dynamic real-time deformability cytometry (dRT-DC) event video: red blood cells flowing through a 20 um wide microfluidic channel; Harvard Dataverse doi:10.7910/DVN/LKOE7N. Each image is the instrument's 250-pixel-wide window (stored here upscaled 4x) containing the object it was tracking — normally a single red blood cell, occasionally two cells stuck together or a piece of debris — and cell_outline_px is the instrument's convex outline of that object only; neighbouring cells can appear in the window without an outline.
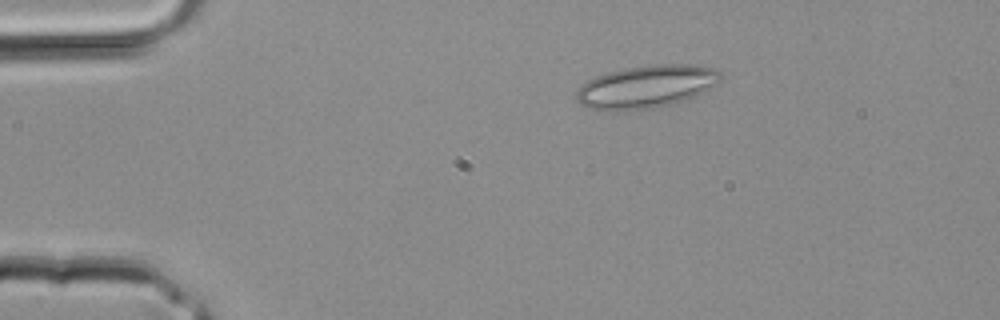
{"species": "common noctule bat (a hibernating species)", "species_latin": "Nyctalus noctula", "temperature_condition": "room temperature", "stored_images_in_passage": 2, "camera_frame_rate_fps": 3000, "um_per_image_px": 0.085, "animal": {"sex": "male", "body_mass_g": 20.4}, "frame": {"image": 1, "passage_image": 1, "time_ms": 0.0, "image_size_px": [1000, 320], "cell_outline_px": [[724, 76], [716, 84], [676, 104], [652, 108], [624, 112], [604, 112], [588, 108], [580, 104], [576, 100], [576, 92], [588, 80], [596, 76], [608, 72], [624, 68], [660, 64], [688, 64], [716, 68]], "centroid_in_image_um": [54.9, 7.39], "position_along_channel_um": 30.1, "area_um2": 36.3}}
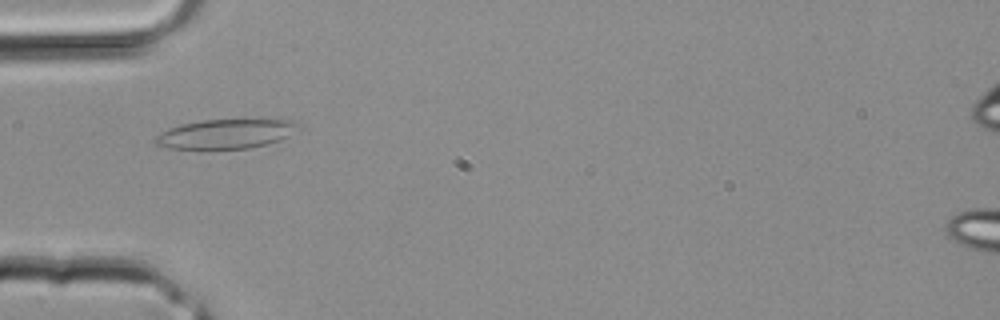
{"frame": {"image": 2, "passage_image": 2, "time_ms": 0.333, "image_size_px": [1000, 320], "cell_outline_px": [[304, 128], [280, 140], [268, 144], [252, 148], [208, 152], [168, 148], [156, 144], [156, 136], [160, 132], [168, 128], [180, 124], [200, 120], [296, 120]], "centroid_in_image_um": [19.2, 11.43], "position_along_channel_um": 65.8, "area_um2": 25.78}}